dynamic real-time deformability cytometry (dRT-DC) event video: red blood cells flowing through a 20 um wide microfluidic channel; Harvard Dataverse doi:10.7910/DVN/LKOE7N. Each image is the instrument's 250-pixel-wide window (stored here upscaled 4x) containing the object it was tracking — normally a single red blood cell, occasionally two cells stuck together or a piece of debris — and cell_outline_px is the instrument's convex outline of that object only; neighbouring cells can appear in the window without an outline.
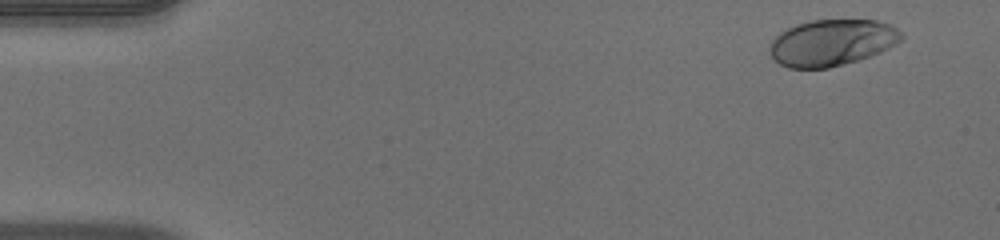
{"species": "human", "species_latin": "Homo sapiens", "temperature_condition": "warm", "stored_images_in_passage": 51, "camera_frame_rate_fps": 3000, "um_per_image_px": 0.085, "donor": {"sex": "male"}, "frame": {"image": 1, "passage_image": 3, "time_ms": 0.667, "image_size_px": [1000, 240], "cell_outline_px": [[904, 36], [896, 44], [880, 52], [860, 60], [828, 68], [788, 68], [780, 64], [772, 56], [768, 48], [772, 40], [780, 32], [796, 24], [812, 20], [876, 20], [892, 24]], "centroid_in_image_um": [70.71, 3.62], "position_along_channel_um": 14.3, "area_um2": 35.66}}
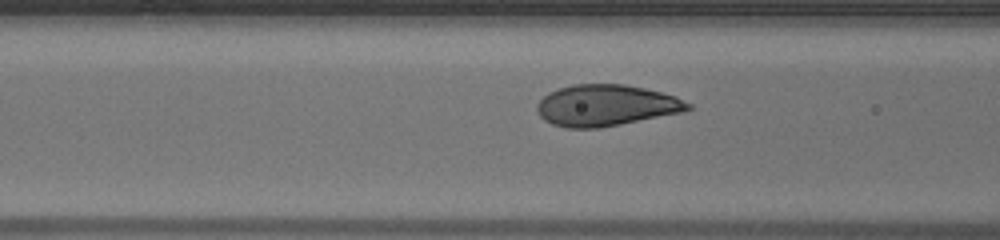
{"frame": {"image": 2, "passage_image": 20, "time_ms": 6.333, "image_size_px": [1000, 240], "cell_outline_px": [[692, 108], [684, 112], [600, 128], [564, 128], [552, 124], [544, 120], [536, 112], [536, 104], [548, 92], [556, 88], [572, 84], [624, 84], [644, 88], [676, 96], [692, 104]], "centroid_in_image_um": [51.49, 8.96], "position_along_channel_um": 115.1, "area_um2": 36.7}}
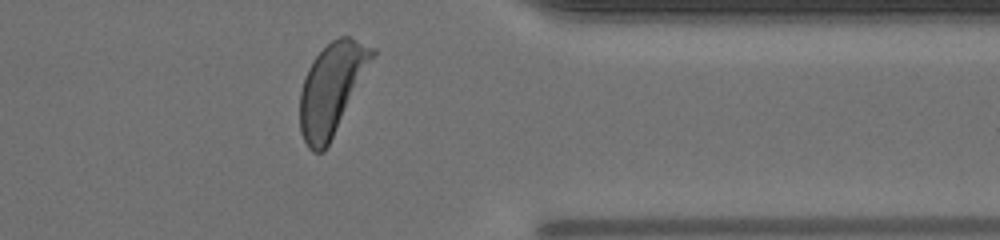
{"frame": {"image": 3, "passage_image": 41, "time_ms": 13.333, "image_size_px": [1000, 240], "cell_outline_px": [[376, 56], [324, 152], [312, 152], [308, 148], [300, 132], [300, 92], [308, 68], [316, 56], [332, 40], [340, 36], [348, 36], [376, 48]], "centroid_in_image_um": [28.21, 7.53], "position_along_channel_um": 383.2, "area_um2": 38.15}, "authors_computed_cell_mechanics": {"area_um2": 36.5874, "velocity_mm_per_s": 3.979, "shape_relaxation_time_tau1_ms": 2.1162, "shape_relaxation_time_tau2_ms": null, "deformation_change_tau1": 0.1673, "deformation_change_tau2": null}}